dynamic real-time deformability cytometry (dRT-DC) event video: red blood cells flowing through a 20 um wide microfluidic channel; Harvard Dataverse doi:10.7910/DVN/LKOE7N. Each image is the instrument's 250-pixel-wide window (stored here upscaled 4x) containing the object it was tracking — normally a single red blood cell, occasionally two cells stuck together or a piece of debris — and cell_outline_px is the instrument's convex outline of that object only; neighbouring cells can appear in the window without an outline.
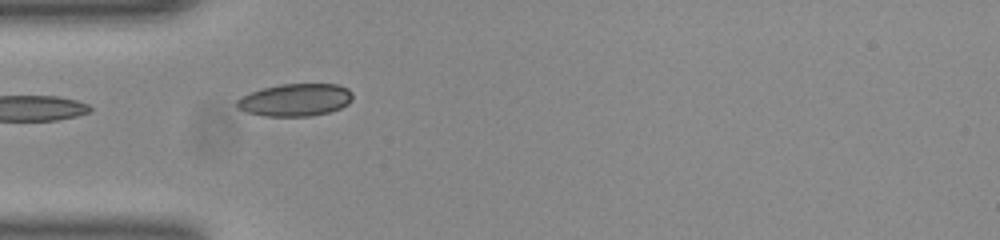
{"species": "common noctule bat (a hibernating species)", "species_latin": "Nyctalus noctula", "temperature_condition": "room temperature", "stored_images_in_passage": 23, "camera_frame_rate_fps": 3000, "um_per_image_px": 0.085, "animal": {"sex": "female", "body_mass_g": 23.0, "forearm_length_mm": 53.4}, "frame": {"image": 1, "passage_image": 1, "time_ms": 0.0, "image_size_px": [1000, 240], "cell_outline_px": [[352, 100], [348, 104], [340, 108], [328, 112], [312, 116], [264, 116], [248, 112], [240, 108], [236, 104], [236, 100], [240, 96], [264, 88], [280, 84], [336, 84], [348, 88], [352, 92]], "centroid_in_image_um": [25.12, 8.49], "position_along_channel_um": 59.9, "area_um2": 21.85}}